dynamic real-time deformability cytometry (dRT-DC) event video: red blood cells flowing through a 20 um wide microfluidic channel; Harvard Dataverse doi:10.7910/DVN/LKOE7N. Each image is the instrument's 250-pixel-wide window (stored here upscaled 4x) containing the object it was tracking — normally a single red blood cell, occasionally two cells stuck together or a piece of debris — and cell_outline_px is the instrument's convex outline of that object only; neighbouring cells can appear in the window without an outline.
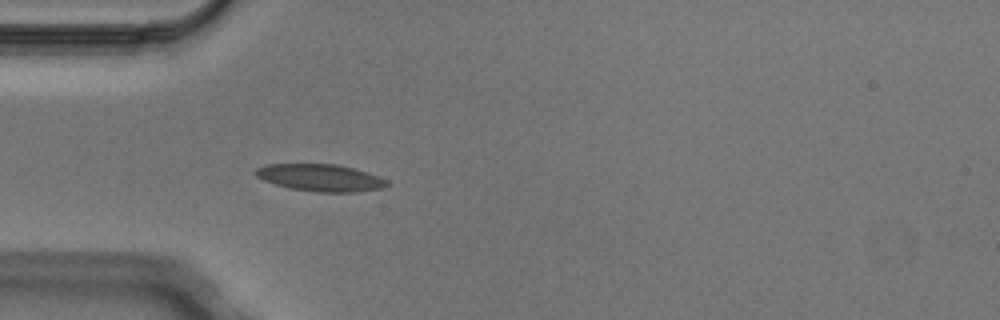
{"species": "Egyptian fruit bat (a non-hibernating species)", "species_latin": "Rousettus aegyptiacus", "temperature_condition": "cold", "stored_images_in_passage": 3, "camera_frame_rate_fps": 3000, "um_per_image_px": 0.085, "animal": {"sex": "male"}, "frame": {"image": 1, "passage_image": 3, "time_ms": 0.667, "image_size_px": [1000, 320], "cell_outline_px": [[388, 184], [384, 188], [356, 192], [320, 192], [292, 188], [276, 184], [264, 180], [256, 176], [252, 172], [256, 168], [268, 164], [336, 164], [352, 168], [388, 180]], "centroid_in_image_um": [27.21, 15.1], "position_along_channel_um": 57.8, "area_um2": 20.46}}